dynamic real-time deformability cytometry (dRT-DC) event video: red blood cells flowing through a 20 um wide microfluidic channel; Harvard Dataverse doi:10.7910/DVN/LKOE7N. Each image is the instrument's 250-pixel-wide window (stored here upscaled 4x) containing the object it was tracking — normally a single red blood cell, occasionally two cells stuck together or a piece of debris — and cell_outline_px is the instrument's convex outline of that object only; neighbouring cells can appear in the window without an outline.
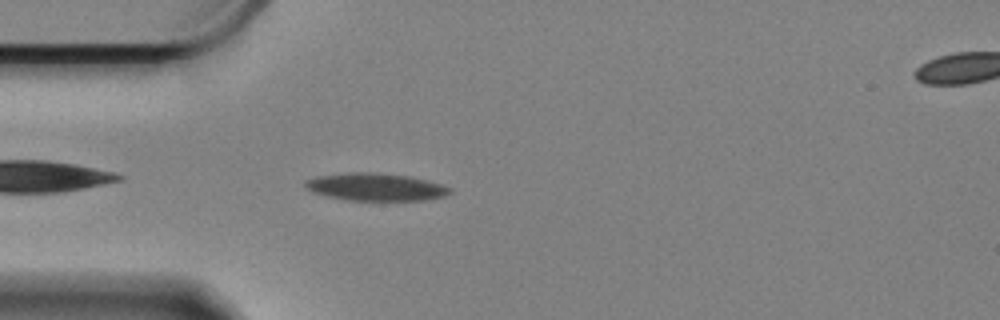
{"species": "Egyptian fruit bat (a non-hibernating species)", "species_latin": "Rousettus aegyptiacus", "temperature_condition": "cold", "stored_images_in_passage": 42, "camera_frame_rate_fps": 3000, "um_per_image_px": 0.085, "animal": {"sex": "female"}, "frame": {"image": 1, "passage_image": 3, "time_ms": 0.667, "image_size_px": [1000, 320], "cell_outline_px": [[452, 192], [444, 196], [424, 200], [348, 200], [328, 196], [316, 192], [308, 188], [304, 184], [304, 180], [316, 176], [352, 172], [372, 172], [408, 176], [440, 184], [452, 188]], "centroid_in_image_um": [31.93, 15.89], "position_along_channel_um": 53.1, "area_um2": 22.89}}
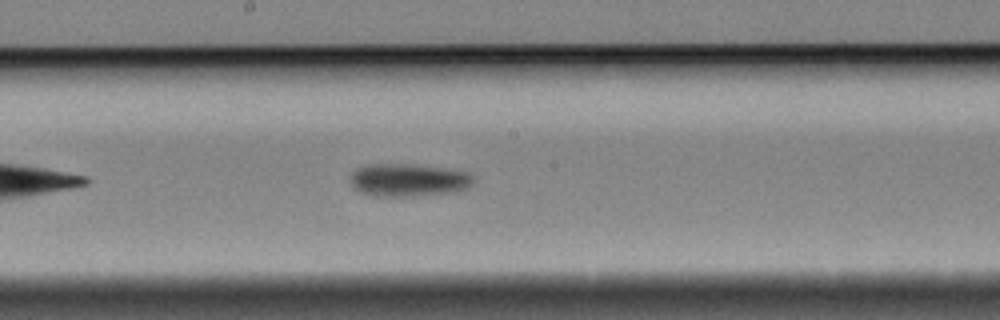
{"frame": {"image": 2, "passage_image": 18, "time_ms": 5.667, "image_size_px": [1000, 320], "cell_outline_px": [[472, 184], [468, 188], [452, 192], [412, 196], [372, 196], [360, 192], [348, 180], [352, 172], [356, 168], [368, 164], [404, 164], [440, 168], [468, 172], [472, 176]], "centroid_in_image_um": [34.65, 15.31], "position_along_channel_um": 213.5, "area_um2": 23.35}}
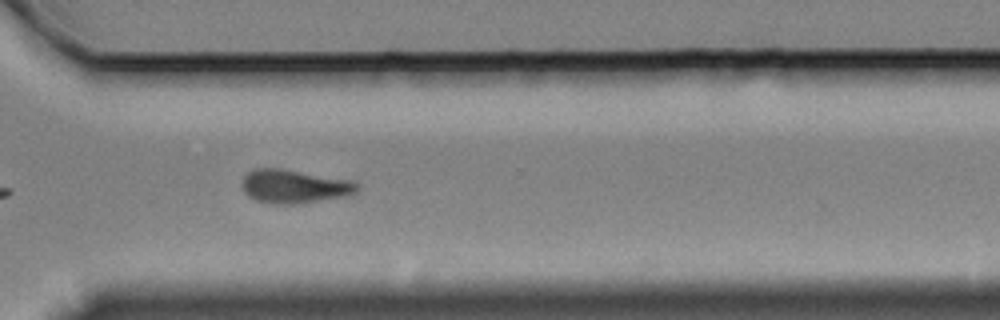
{"frame": {"image": 3, "passage_image": 30, "time_ms": 9.667, "image_size_px": [1000, 320], "cell_outline_px": [[360, 188], [356, 192], [344, 196], [292, 204], [276, 204], [256, 200], [248, 196], [244, 192], [240, 184], [244, 176], [248, 172], [256, 168], [280, 168], [352, 180], [360, 184]], "centroid_in_image_um": [24.99, 15.83], "position_along_channel_um": 345.6, "area_um2": 22.48}, "authors_computed_cell_mechanics": {"area_um2": 22.7443, "velocity_mm_per_s": 3.3073, "shape_relaxation_time_tau1_ms": 4.7516, "shape_relaxation_time_tau2_ms": 9.8343, "deformation_change_tau1": 0.1116, "deformation_change_tau2": 0.1701}}